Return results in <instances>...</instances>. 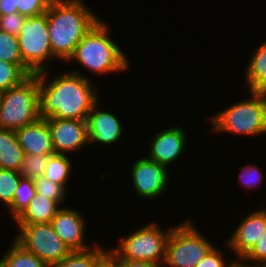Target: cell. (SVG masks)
Segmentation results:
<instances>
[{
	"label": "cell",
	"instance_id": "cell-29",
	"mask_svg": "<svg viewBox=\"0 0 266 267\" xmlns=\"http://www.w3.org/2000/svg\"><path fill=\"white\" fill-rule=\"evenodd\" d=\"M36 194H42L44 197L57 201L61 206L65 203L67 190L58 183H55L44 176L34 180Z\"/></svg>",
	"mask_w": 266,
	"mask_h": 267
},
{
	"label": "cell",
	"instance_id": "cell-31",
	"mask_svg": "<svg viewBox=\"0 0 266 267\" xmlns=\"http://www.w3.org/2000/svg\"><path fill=\"white\" fill-rule=\"evenodd\" d=\"M25 16L17 13H12L5 16H0V31L6 32L13 36H18L24 22L26 21Z\"/></svg>",
	"mask_w": 266,
	"mask_h": 267
},
{
	"label": "cell",
	"instance_id": "cell-21",
	"mask_svg": "<svg viewBox=\"0 0 266 267\" xmlns=\"http://www.w3.org/2000/svg\"><path fill=\"white\" fill-rule=\"evenodd\" d=\"M0 258V267H48L35 254L25 250L15 240Z\"/></svg>",
	"mask_w": 266,
	"mask_h": 267
},
{
	"label": "cell",
	"instance_id": "cell-17",
	"mask_svg": "<svg viewBox=\"0 0 266 267\" xmlns=\"http://www.w3.org/2000/svg\"><path fill=\"white\" fill-rule=\"evenodd\" d=\"M62 206L55 200L36 194L27 208L14 220L15 224L51 223Z\"/></svg>",
	"mask_w": 266,
	"mask_h": 267
},
{
	"label": "cell",
	"instance_id": "cell-27",
	"mask_svg": "<svg viewBox=\"0 0 266 267\" xmlns=\"http://www.w3.org/2000/svg\"><path fill=\"white\" fill-rule=\"evenodd\" d=\"M21 175L18 171L0 169V202L8 208L18 187Z\"/></svg>",
	"mask_w": 266,
	"mask_h": 267
},
{
	"label": "cell",
	"instance_id": "cell-33",
	"mask_svg": "<svg viewBox=\"0 0 266 267\" xmlns=\"http://www.w3.org/2000/svg\"><path fill=\"white\" fill-rule=\"evenodd\" d=\"M218 248L220 247L215 246L196 267H226L228 263L225 261L226 258L223 257L226 255L223 254L222 248Z\"/></svg>",
	"mask_w": 266,
	"mask_h": 267
},
{
	"label": "cell",
	"instance_id": "cell-18",
	"mask_svg": "<svg viewBox=\"0 0 266 267\" xmlns=\"http://www.w3.org/2000/svg\"><path fill=\"white\" fill-rule=\"evenodd\" d=\"M250 56L245 69L244 84L249 91L266 92V40Z\"/></svg>",
	"mask_w": 266,
	"mask_h": 267
},
{
	"label": "cell",
	"instance_id": "cell-25",
	"mask_svg": "<svg viewBox=\"0 0 266 267\" xmlns=\"http://www.w3.org/2000/svg\"><path fill=\"white\" fill-rule=\"evenodd\" d=\"M0 61L17 64L24 71L18 38L0 31Z\"/></svg>",
	"mask_w": 266,
	"mask_h": 267
},
{
	"label": "cell",
	"instance_id": "cell-16",
	"mask_svg": "<svg viewBox=\"0 0 266 267\" xmlns=\"http://www.w3.org/2000/svg\"><path fill=\"white\" fill-rule=\"evenodd\" d=\"M15 132L24 155L55 153L51 132L46 119L39 118L30 125L16 129Z\"/></svg>",
	"mask_w": 266,
	"mask_h": 267
},
{
	"label": "cell",
	"instance_id": "cell-1",
	"mask_svg": "<svg viewBox=\"0 0 266 267\" xmlns=\"http://www.w3.org/2000/svg\"><path fill=\"white\" fill-rule=\"evenodd\" d=\"M79 70L59 72L49 80L48 70L38 73L39 116L87 120L93 105L101 98L90 76ZM49 80V81H48Z\"/></svg>",
	"mask_w": 266,
	"mask_h": 267
},
{
	"label": "cell",
	"instance_id": "cell-22",
	"mask_svg": "<svg viewBox=\"0 0 266 267\" xmlns=\"http://www.w3.org/2000/svg\"><path fill=\"white\" fill-rule=\"evenodd\" d=\"M72 161L66 154H52L49 156L43 176L47 179L61 184L66 190L68 181L72 176Z\"/></svg>",
	"mask_w": 266,
	"mask_h": 267
},
{
	"label": "cell",
	"instance_id": "cell-37",
	"mask_svg": "<svg viewBox=\"0 0 266 267\" xmlns=\"http://www.w3.org/2000/svg\"><path fill=\"white\" fill-rule=\"evenodd\" d=\"M254 267H266V261L258 264H254Z\"/></svg>",
	"mask_w": 266,
	"mask_h": 267
},
{
	"label": "cell",
	"instance_id": "cell-12",
	"mask_svg": "<svg viewBox=\"0 0 266 267\" xmlns=\"http://www.w3.org/2000/svg\"><path fill=\"white\" fill-rule=\"evenodd\" d=\"M184 130L180 125H175L156 132L154 137L152 136L149 143L150 150L145 157L166 167H171L186 151L187 136Z\"/></svg>",
	"mask_w": 266,
	"mask_h": 267
},
{
	"label": "cell",
	"instance_id": "cell-10",
	"mask_svg": "<svg viewBox=\"0 0 266 267\" xmlns=\"http://www.w3.org/2000/svg\"><path fill=\"white\" fill-rule=\"evenodd\" d=\"M132 185L139 198L156 200L171 184L169 168L143 156L130 167Z\"/></svg>",
	"mask_w": 266,
	"mask_h": 267
},
{
	"label": "cell",
	"instance_id": "cell-15",
	"mask_svg": "<svg viewBox=\"0 0 266 267\" xmlns=\"http://www.w3.org/2000/svg\"><path fill=\"white\" fill-rule=\"evenodd\" d=\"M100 99L93 105L87 119L89 144L112 145L123 138L125 129L112 111L100 109Z\"/></svg>",
	"mask_w": 266,
	"mask_h": 267
},
{
	"label": "cell",
	"instance_id": "cell-24",
	"mask_svg": "<svg viewBox=\"0 0 266 267\" xmlns=\"http://www.w3.org/2000/svg\"><path fill=\"white\" fill-rule=\"evenodd\" d=\"M34 181L20 178L11 205L6 209L9 217L15 220L28 206L30 200L36 196Z\"/></svg>",
	"mask_w": 266,
	"mask_h": 267
},
{
	"label": "cell",
	"instance_id": "cell-2",
	"mask_svg": "<svg viewBox=\"0 0 266 267\" xmlns=\"http://www.w3.org/2000/svg\"><path fill=\"white\" fill-rule=\"evenodd\" d=\"M84 0H52L47 14V29L56 60L67 62L81 39L101 19Z\"/></svg>",
	"mask_w": 266,
	"mask_h": 267
},
{
	"label": "cell",
	"instance_id": "cell-32",
	"mask_svg": "<svg viewBox=\"0 0 266 267\" xmlns=\"http://www.w3.org/2000/svg\"><path fill=\"white\" fill-rule=\"evenodd\" d=\"M243 258L252 264H258L266 261V231Z\"/></svg>",
	"mask_w": 266,
	"mask_h": 267
},
{
	"label": "cell",
	"instance_id": "cell-30",
	"mask_svg": "<svg viewBox=\"0 0 266 267\" xmlns=\"http://www.w3.org/2000/svg\"><path fill=\"white\" fill-rule=\"evenodd\" d=\"M241 172L239 173L238 180L241 181L242 187H246L248 189L256 188L260 186V183H262L263 179V171L258 167V165H244L241 167Z\"/></svg>",
	"mask_w": 266,
	"mask_h": 267
},
{
	"label": "cell",
	"instance_id": "cell-23",
	"mask_svg": "<svg viewBox=\"0 0 266 267\" xmlns=\"http://www.w3.org/2000/svg\"><path fill=\"white\" fill-rule=\"evenodd\" d=\"M98 244L81 251H72L63 260L52 264L50 267H95L96 263L108 252Z\"/></svg>",
	"mask_w": 266,
	"mask_h": 267
},
{
	"label": "cell",
	"instance_id": "cell-20",
	"mask_svg": "<svg viewBox=\"0 0 266 267\" xmlns=\"http://www.w3.org/2000/svg\"><path fill=\"white\" fill-rule=\"evenodd\" d=\"M52 0H2L0 16L19 13L25 17L39 16L47 12Z\"/></svg>",
	"mask_w": 266,
	"mask_h": 267
},
{
	"label": "cell",
	"instance_id": "cell-28",
	"mask_svg": "<svg viewBox=\"0 0 266 267\" xmlns=\"http://www.w3.org/2000/svg\"><path fill=\"white\" fill-rule=\"evenodd\" d=\"M27 77L17 64L0 61V92L19 85Z\"/></svg>",
	"mask_w": 266,
	"mask_h": 267
},
{
	"label": "cell",
	"instance_id": "cell-11",
	"mask_svg": "<svg viewBox=\"0 0 266 267\" xmlns=\"http://www.w3.org/2000/svg\"><path fill=\"white\" fill-rule=\"evenodd\" d=\"M56 154H71L89 146L87 120L47 118Z\"/></svg>",
	"mask_w": 266,
	"mask_h": 267
},
{
	"label": "cell",
	"instance_id": "cell-4",
	"mask_svg": "<svg viewBox=\"0 0 266 267\" xmlns=\"http://www.w3.org/2000/svg\"><path fill=\"white\" fill-rule=\"evenodd\" d=\"M249 97L211 116L210 129L220 134L266 135V92L249 91Z\"/></svg>",
	"mask_w": 266,
	"mask_h": 267
},
{
	"label": "cell",
	"instance_id": "cell-36",
	"mask_svg": "<svg viewBox=\"0 0 266 267\" xmlns=\"http://www.w3.org/2000/svg\"><path fill=\"white\" fill-rule=\"evenodd\" d=\"M95 267H116L115 260L106 253L95 265Z\"/></svg>",
	"mask_w": 266,
	"mask_h": 267
},
{
	"label": "cell",
	"instance_id": "cell-35",
	"mask_svg": "<svg viewBox=\"0 0 266 267\" xmlns=\"http://www.w3.org/2000/svg\"><path fill=\"white\" fill-rule=\"evenodd\" d=\"M226 267H254V264L249 263V261L245 260L243 257H236L235 260H229Z\"/></svg>",
	"mask_w": 266,
	"mask_h": 267
},
{
	"label": "cell",
	"instance_id": "cell-34",
	"mask_svg": "<svg viewBox=\"0 0 266 267\" xmlns=\"http://www.w3.org/2000/svg\"><path fill=\"white\" fill-rule=\"evenodd\" d=\"M107 253L115 260L116 267H162L147 261L123 259L112 248Z\"/></svg>",
	"mask_w": 266,
	"mask_h": 267
},
{
	"label": "cell",
	"instance_id": "cell-9",
	"mask_svg": "<svg viewBox=\"0 0 266 267\" xmlns=\"http://www.w3.org/2000/svg\"><path fill=\"white\" fill-rule=\"evenodd\" d=\"M14 240L25 250L35 254L48 267L60 262L72 251L56 234L51 223L16 224Z\"/></svg>",
	"mask_w": 266,
	"mask_h": 267
},
{
	"label": "cell",
	"instance_id": "cell-6",
	"mask_svg": "<svg viewBox=\"0 0 266 267\" xmlns=\"http://www.w3.org/2000/svg\"><path fill=\"white\" fill-rule=\"evenodd\" d=\"M214 247L188 218L172 227L162 267H196Z\"/></svg>",
	"mask_w": 266,
	"mask_h": 267
},
{
	"label": "cell",
	"instance_id": "cell-13",
	"mask_svg": "<svg viewBox=\"0 0 266 267\" xmlns=\"http://www.w3.org/2000/svg\"><path fill=\"white\" fill-rule=\"evenodd\" d=\"M239 223L225 242L236 257H244L266 231V208L249 212Z\"/></svg>",
	"mask_w": 266,
	"mask_h": 267
},
{
	"label": "cell",
	"instance_id": "cell-3",
	"mask_svg": "<svg viewBox=\"0 0 266 267\" xmlns=\"http://www.w3.org/2000/svg\"><path fill=\"white\" fill-rule=\"evenodd\" d=\"M110 25L100 19L81 39L67 62H78L90 73L108 75L125 72L131 66L126 52L111 37Z\"/></svg>",
	"mask_w": 266,
	"mask_h": 267
},
{
	"label": "cell",
	"instance_id": "cell-7",
	"mask_svg": "<svg viewBox=\"0 0 266 267\" xmlns=\"http://www.w3.org/2000/svg\"><path fill=\"white\" fill-rule=\"evenodd\" d=\"M162 229L156 221L148 222L126 237H121L112 249L123 259L147 261L163 266L166 244L172 227Z\"/></svg>",
	"mask_w": 266,
	"mask_h": 267
},
{
	"label": "cell",
	"instance_id": "cell-26",
	"mask_svg": "<svg viewBox=\"0 0 266 267\" xmlns=\"http://www.w3.org/2000/svg\"><path fill=\"white\" fill-rule=\"evenodd\" d=\"M50 155L52 154L24 155L22 164L18 171L21 175V178L30 179L34 181L39 177L43 176Z\"/></svg>",
	"mask_w": 266,
	"mask_h": 267
},
{
	"label": "cell",
	"instance_id": "cell-8",
	"mask_svg": "<svg viewBox=\"0 0 266 267\" xmlns=\"http://www.w3.org/2000/svg\"><path fill=\"white\" fill-rule=\"evenodd\" d=\"M17 38L28 76L51 69L50 64L56 59L51 49L46 13L27 17Z\"/></svg>",
	"mask_w": 266,
	"mask_h": 267
},
{
	"label": "cell",
	"instance_id": "cell-19",
	"mask_svg": "<svg viewBox=\"0 0 266 267\" xmlns=\"http://www.w3.org/2000/svg\"><path fill=\"white\" fill-rule=\"evenodd\" d=\"M23 158L15 130L0 129V169L19 171Z\"/></svg>",
	"mask_w": 266,
	"mask_h": 267
},
{
	"label": "cell",
	"instance_id": "cell-14",
	"mask_svg": "<svg viewBox=\"0 0 266 267\" xmlns=\"http://www.w3.org/2000/svg\"><path fill=\"white\" fill-rule=\"evenodd\" d=\"M71 208L62 206L52 219L51 225L71 251L89 249L94 244L86 243L87 219L85 220L86 217L79 210Z\"/></svg>",
	"mask_w": 266,
	"mask_h": 267
},
{
	"label": "cell",
	"instance_id": "cell-5",
	"mask_svg": "<svg viewBox=\"0 0 266 267\" xmlns=\"http://www.w3.org/2000/svg\"><path fill=\"white\" fill-rule=\"evenodd\" d=\"M39 116V78L29 75L19 85L0 92V129L16 130Z\"/></svg>",
	"mask_w": 266,
	"mask_h": 267
}]
</instances>
